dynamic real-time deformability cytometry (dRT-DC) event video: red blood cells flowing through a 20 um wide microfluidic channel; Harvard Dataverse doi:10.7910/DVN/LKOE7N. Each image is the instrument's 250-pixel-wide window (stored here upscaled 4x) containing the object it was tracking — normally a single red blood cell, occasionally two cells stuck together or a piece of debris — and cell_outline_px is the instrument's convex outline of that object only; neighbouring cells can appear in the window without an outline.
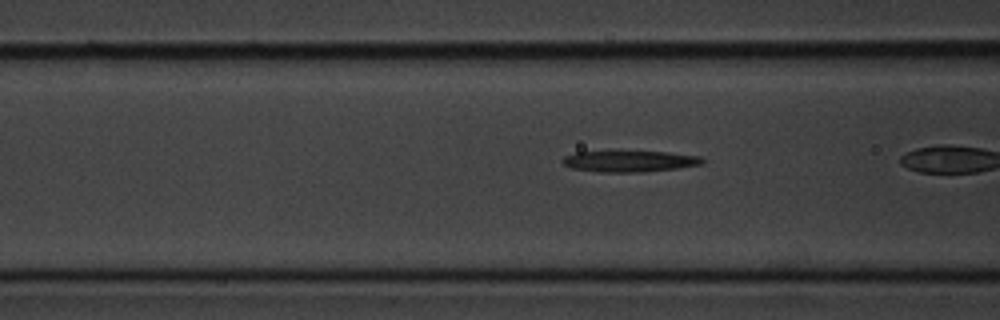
{"species": "common noctule bat (a hibernating species)", "species_latin": "Nyctalus noctula", "temperature_condition": "cold", "stored_images_in_passage": 23, "camera_frame_rate_fps": 3000, "um_per_image_px": 0.085, "animal": {"sex": "male", "body_mass_g": 20.1, "forearm_length_mm": 53.5}, "frame": {"image": 1, "passage_image": 16, "time_ms": 5.0, "image_size_px": [1000, 320], "cell_outline_px": [[704, 160], [700, 164], [676, 168], [644, 172], [600, 172], [572, 168], [564, 164], [560, 160], [564, 156], [576, 152], [616, 148], [620, 148], [668, 152], [700, 156]], "centroid_in_image_um": [53.43, 13.64], "position_along_channel_um": 113.2, "area_um2": 18.38}}